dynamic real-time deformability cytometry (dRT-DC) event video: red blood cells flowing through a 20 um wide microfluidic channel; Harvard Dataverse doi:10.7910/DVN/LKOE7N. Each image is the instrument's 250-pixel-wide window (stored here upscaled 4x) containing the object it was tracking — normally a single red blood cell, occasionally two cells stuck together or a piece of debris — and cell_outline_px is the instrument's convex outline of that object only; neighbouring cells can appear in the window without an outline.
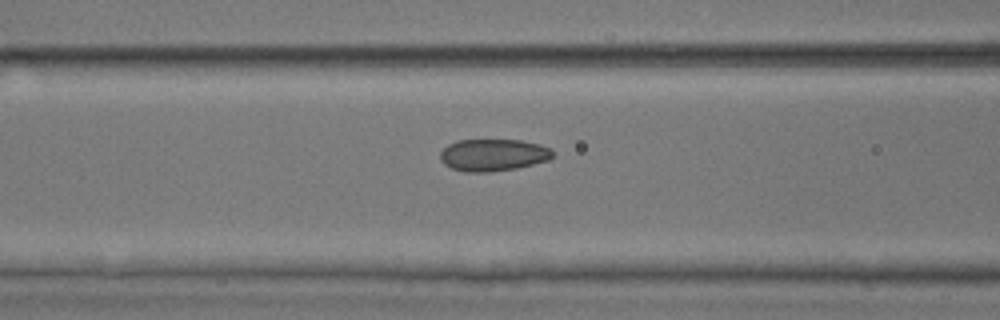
{"species": "common noctule bat (a hibernating species)", "species_latin": "Nyctalus noctula", "temperature_condition": "room temperature", "stored_images_in_passage": 16, "camera_frame_rate_fps": 3000, "um_per_image_px": 0.085, "animal": {"sex": "male", "body_mass_g": 17.9, "forearm_length_mm": 54.2}, "frame": {"image": 1, "passage_image": 14, "time_ms": 4.333, "image_size_px": [1000, 320], "cell_outline_px": [[556, 156], [548, 160], [516, 168], [488, 172], [464, 172], [452, 168], [444, 164], [440, 160], [440, 152], [448, 144], [456, 140], [520, 140], [540, 144], [552, 148], [556, 152]], "centroid_in_image_um": [41.95, 13.17], "position_along_channel_um": 124.7, "area_um2": 21.27}}